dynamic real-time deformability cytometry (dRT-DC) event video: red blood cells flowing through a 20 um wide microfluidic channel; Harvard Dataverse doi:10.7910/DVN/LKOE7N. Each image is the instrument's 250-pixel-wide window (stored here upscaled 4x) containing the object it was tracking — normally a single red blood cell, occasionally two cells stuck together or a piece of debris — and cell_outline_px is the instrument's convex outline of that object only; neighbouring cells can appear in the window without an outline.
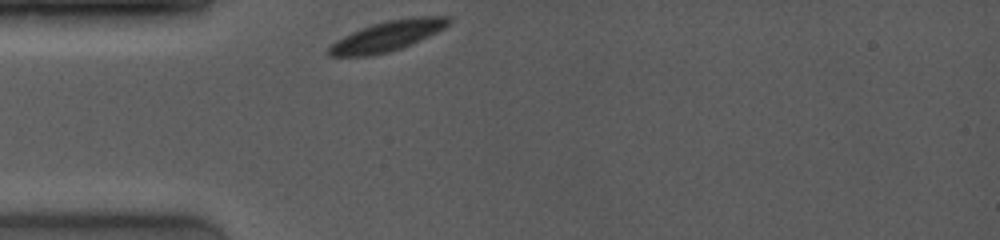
{"species": "common noctule bat (a hibernating species)", "species_latin": "Nyctalus noctula", "temperature_condition": "room temperature", "stored_images_in_passage": 47, "camera_frame_rate_fps": 4000, "um_per_image_px": 0.085, "animal": {"sex": "female", "body_mass_g": 19.0, "forearm_length_mm": 53.3}, "frame": {"image": 1, "passage_image": 1, "time_ms": 0.0, "image_size_px": [1000, 240], "cell_outline_px": [[452, 24], [412, 44], [388, 52], [372, 56], [328, 56], [324, 52], [336, 40], [352, 32], [372, 24], [388, 20], [420, 16], [452, 16]], "centroid_in_image_um": [32.94, 3.06], "position_along_channel_um": 52.1, "area_um2": 21.15}}
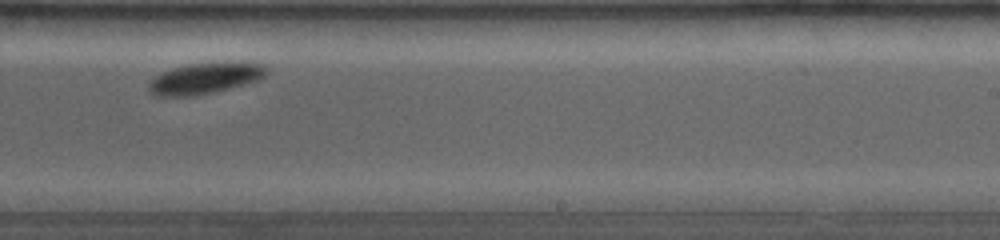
{"frame": {"image": 2, "passage_image": 34, "time_ms": 6.0, "image_size_px": [1000, 240], "cell_outline_px": [[268, 68], [264, 76], [256, 80], [244, 84], [212, 92], [192, 96], [156, 96], [148, 88], [148, 84], [156, 76], [172, 68], [188, 64], [264, 64]], "centroid_in_image_um": [17.36, 6.69], "position_along_channel_um": 271.6, "area_um2": 20.29}}
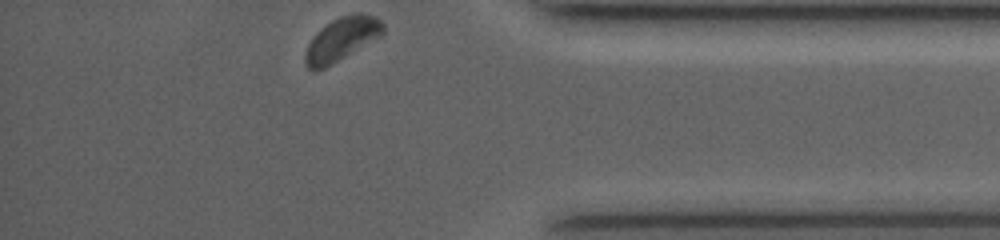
{"frame": {"image": 3, "passage_image": 47, "time_ms": 9.75, "image_size_px": [1000, 240], "cell_outline_px": [[384, 32], [380, 36], [324, 68], [312, 72], [304, 64], [304, 52], [312, 36], [316, 32], [332, 20], [340, 16], [356, 12], [360, 12], [376, 16], [384, 24]], "centroid_in_image_um": [29.01, 3.31], "position_along_channel_um": 406.2, "area_um2": 19.71}, "authors_computed_cell_mechanics": {"area_um2": 21.1548, "velocity_mm_per_s": 3.8118, "shape_relaxation_time_tau1_ms": 1.3374, "shape_relaxation_time_tau2_ms": null, "deformation_change_tau1": 0.0762, "deformation_change_tau2": null}}